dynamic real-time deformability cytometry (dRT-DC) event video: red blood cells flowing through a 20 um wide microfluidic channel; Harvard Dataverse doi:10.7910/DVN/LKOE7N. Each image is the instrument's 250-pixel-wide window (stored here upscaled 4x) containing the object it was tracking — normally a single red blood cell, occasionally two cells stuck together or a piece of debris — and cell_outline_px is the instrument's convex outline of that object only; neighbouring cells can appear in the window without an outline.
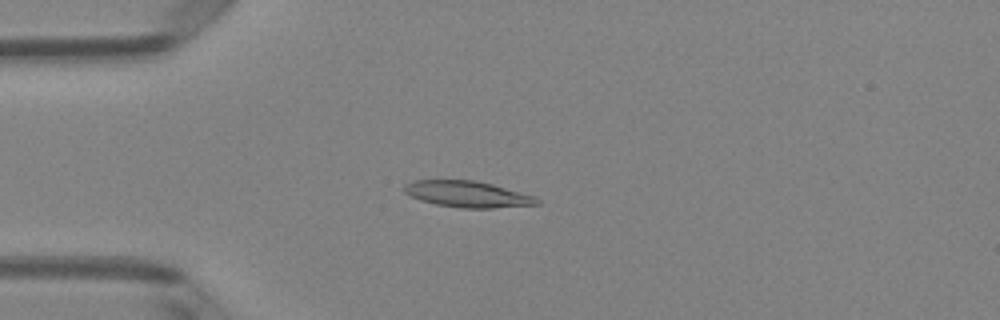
{"species": "Egyptian fruit bat (a non-hibernating species)", "species_latin": "Rousettus aegyptiacus", "temperature_condition": "room temperature", "stored_images_in_passage": 50, "camera_frame_rate_fps": 3000, "um_per_image_px": 0.085, "animal": {"sex": "female"}, "frame": {"image": 1, "passage_image": 13, "time_ms": 4.0, "image_size_px": [1000, 320], "cell_outline_px": [[540, 204], [492, 208], [460, 208], [436, 204], [420, 200], [404, 192], [404, 184], [412, 180], [476, 180], [492, 184], [536, 196], [540, 200]], "centroid_in_image_um": [39.75, 16.5], "position_along_channel_um": 45.2, "area_um2": 20.35}}
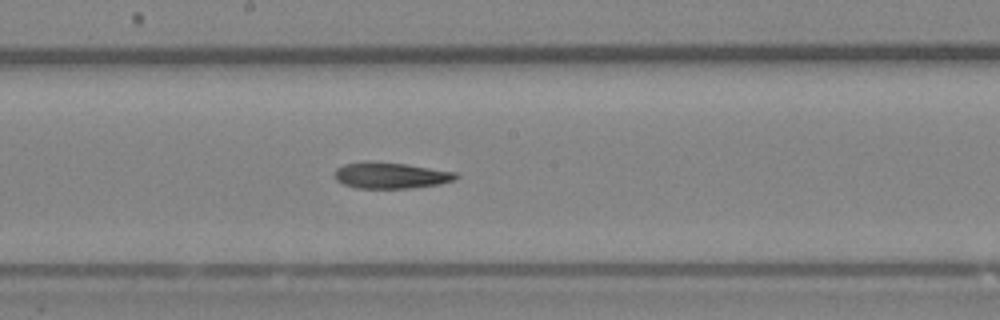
{"frame": {"image": 2, "passage_image": 27, "time_ms": 8.667, "image_size_px": [1000, 320], "cell_outline_px": [[460, 176], [456, 180], [440, 184], [412, 188], [356, 188], [344, 184], [336, 180], [332, 176], [332, 172], [336, 168], [344, 164], [364, 160], [368, 160], [408, 164], [456, 172]], "centroid_in_image_um": [33.18, 14.89], "position_along_channel_um": 215.0, "area_um2": 19.02}}
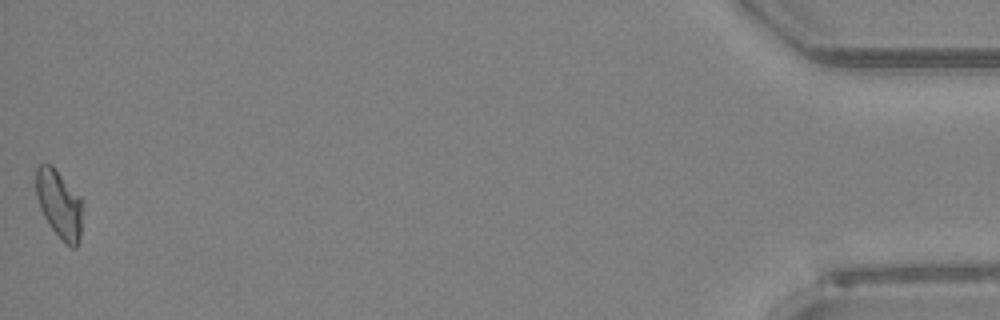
{"frame": {"image": 3, "passage_image": 50, "time_ms": 16.333, "image_size_px": [1000, 320], "cell_outline_px": [[84, 200], [80, 236], [76, 248], [72, 248], [64, 244], [48, 224], [40, 208], [36, 196], [36, 168], [40, 164], [52, 164]], "centroid_in_image_um": [5.06, 17.36], "position_along_channel_um": 430.1, "area_um2": 18.96}, "authors_computed_cell_mechanics": {"area_um2": 19.0162, "velocity_mm_per_s": 4.0347, "shape_relaxation_time_tau1_ms": null, "shape_relaxation_time_tau2_ms": 5.2563, "deformation_change_tau1": null, "deformation_change_tau2": 0.132}}